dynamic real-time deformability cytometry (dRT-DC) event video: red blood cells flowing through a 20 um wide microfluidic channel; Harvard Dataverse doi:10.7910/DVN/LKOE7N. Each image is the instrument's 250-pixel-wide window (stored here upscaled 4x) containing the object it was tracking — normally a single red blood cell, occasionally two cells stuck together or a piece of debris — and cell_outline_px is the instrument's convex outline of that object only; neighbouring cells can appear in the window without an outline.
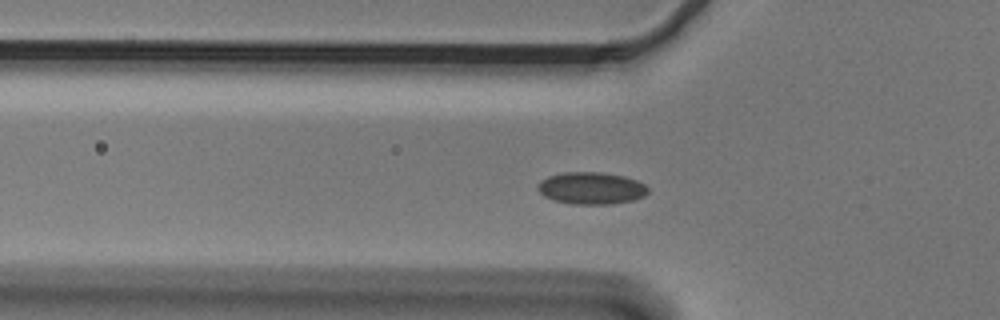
{"species": "Egyptian fruit bat (a non-hibernating species)", "species_latin": "Rousettus aegyptiacus", "temperature_condition": "cold", "stored_images_in_passage": 49, "camera_frame_rate_fps": 3000, "um_per_image_px": 0.085, "animal": {"sex": "male"}, "frame": {"image": 1, "passage_image": 11, "time_ms": 3.333, "image_size_px": [1000, 320], "cell_outline_px": [[648, 192], [644, 196], [632, 200], [612, 204], [572, 204], [556, 200], [544, 196], [536, 188], [540, 180], [548, 176], [564, 172], [600, 172], [624, 176], [636, 180], [644, 184], [648, 188]], "centroid_in_image_um": [50.25, 15.99], "position_along_channel_um": 75.6, "area_um2": 20.58}}
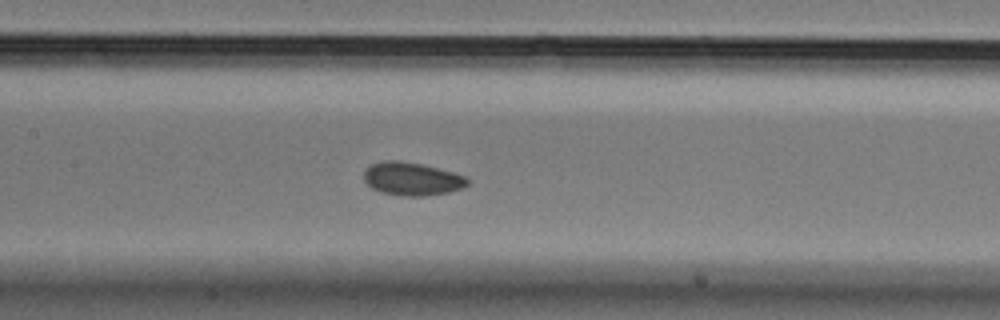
{"frame": {"image": 2, "passage_image": 19, "time_ms": 6.0, "image_size_px": [1000, 320], "cell_outline_px": [[468, 184], [460, 188], [448, 192], [428, 196], [404, 196], [380, 192], [372, 188], [364, 180], [364, 172], [372, 164], [384, 160], [400, 160], [420, 164], [468, 176]], "centroid_in_image_um": [35.01, 15.21], "position_along_channel_um": 172.4, "area_um2": 19.88}}
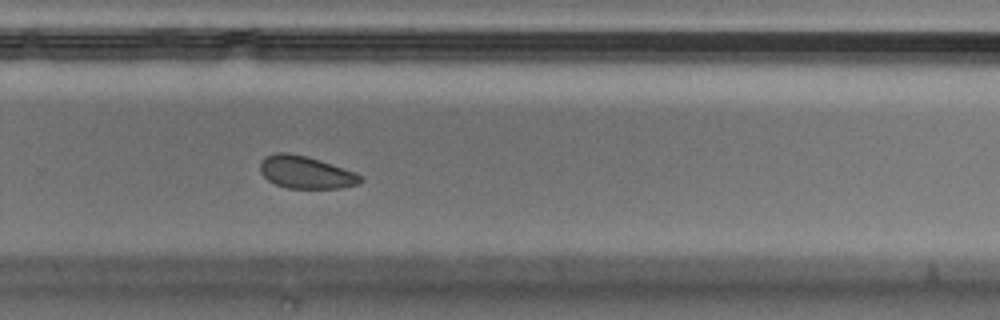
{"frame": {"image": 3, "passage_image": 30, "time_ms": 9.667, "image_size_px": [1000, 320], "cell_outline_px": [[364, 180], [356, 184], [340, 188], [288, 188], [276, 184], [268, 180], [260, 172], [260, 160], [264, 156], [276, 152], [288, 152], [308, 156], [356, 172], [364, 176]], "centroid_in_image_um": [25.99, 14.63], "position_along_channel_um": 303.8, "area_um2": 19.19}, "authors_computed_cell_mechanics": {"area_um2": 19.7676, "velocity_mm_per_s": 3.6002, "shape_relaxation_time_tau1_ms": null, "shape_relaxation_time_tau2_ms": 3.761, "deformation_change_tau1": null, "deformation_change_tau2": 0.0762}}